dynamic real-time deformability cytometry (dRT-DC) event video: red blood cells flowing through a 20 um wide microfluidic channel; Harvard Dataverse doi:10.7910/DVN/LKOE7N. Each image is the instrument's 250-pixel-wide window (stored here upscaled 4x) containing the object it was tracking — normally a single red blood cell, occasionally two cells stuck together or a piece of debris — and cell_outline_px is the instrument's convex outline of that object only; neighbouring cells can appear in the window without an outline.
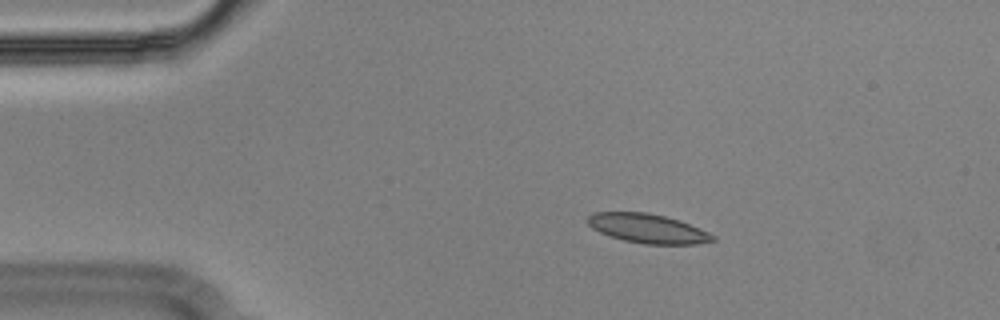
{"species": "Egyptian fruit bat (a non-hibernating species)", "species_latin": "Rousettus aegyptiacus", "temperature_condition": "cold", "stored_images_in_passage": 46, "camera_frame_rate_fps": 3000, "um_per_image_px": 0.085, "animal": {"sex": "male"}, "frame": {"image": 1, "passage_image": 1, "time_ms": 0.0, "image_size_px": [1000, 320], "cell_outline_px": [[716, 240], [696, 244], [644, 244], [624, 240], [608, 236], [592, 228], [588, 224], [588, 216], [592, 212], [648, 212], [680, 220], [700, 228], [716, 236]], "centroid_in_image_um": [55.06, 19.42], "position_along_channel_um": 29.9, "area_um2": 21.39}}
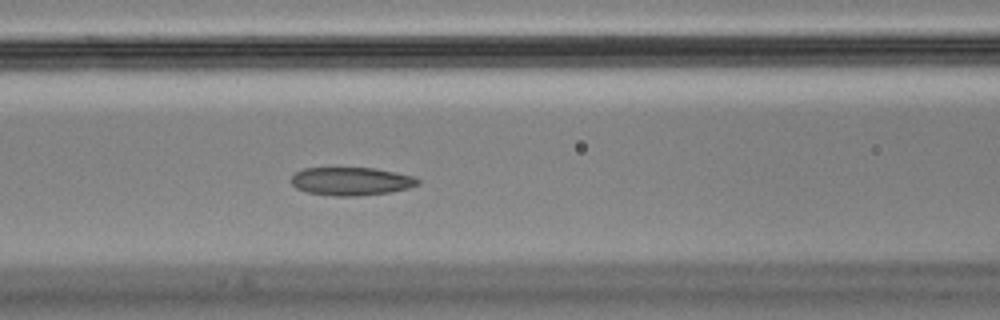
{"frame": {"image": 2, "passage_image": 14, "time_ms": 4.333, "image_size_px": [1000, 320], "cell_outline_px": [[420, 184], [408, 188], [392, 192], [356, 196], [332, 196], [308, 192], [296, 188], [292, 184], [292, 176], [296, 172], [304, 168], [372, 168], [396, 172], [416, 176], [420, 180]], "centroid_in_image_um": [29.89, 15.41], "position_along_channel_um": 136.7, "area_um2": 20.87}}
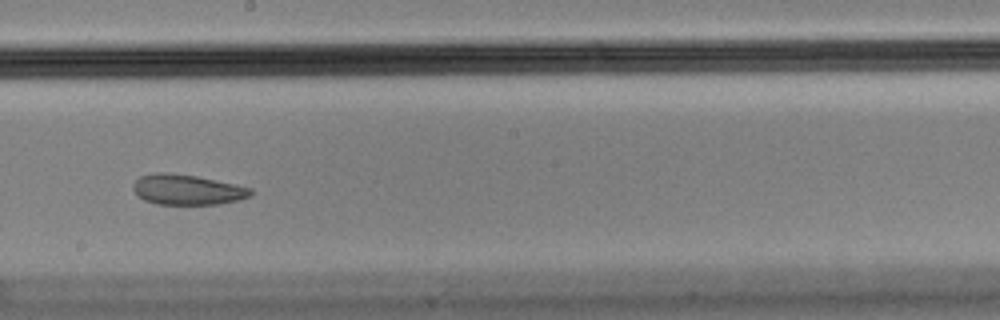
{"frame": {"image": 3, "passage_image": 22, "time_ms": 7.0, "image_size_px": [1000, 320], "cell_outline_px": [[252, 196], [240, 200], [220, 204], [156, 204], [144, 200], [132, 188], [132, 184], [140, 176], [156, 172], [168, 172], [196, 176], [236, 184], [252, 188]], "centroid_in_image_um": [15.94, 16.12], "position_along_channel_um": 232.3, "area_um2": 20.87}, "authors_computed_cell_mechanics": {"area_um2": 22.2241, "velocity_mm_per_s": 3.5953, "shape_relaxation_time_tau1_ms": null, "shape_relaxation_time_tau2_ms": 2.558, "deformation_change_tau1": null, "deformation_change_tau2": 0.0599}}